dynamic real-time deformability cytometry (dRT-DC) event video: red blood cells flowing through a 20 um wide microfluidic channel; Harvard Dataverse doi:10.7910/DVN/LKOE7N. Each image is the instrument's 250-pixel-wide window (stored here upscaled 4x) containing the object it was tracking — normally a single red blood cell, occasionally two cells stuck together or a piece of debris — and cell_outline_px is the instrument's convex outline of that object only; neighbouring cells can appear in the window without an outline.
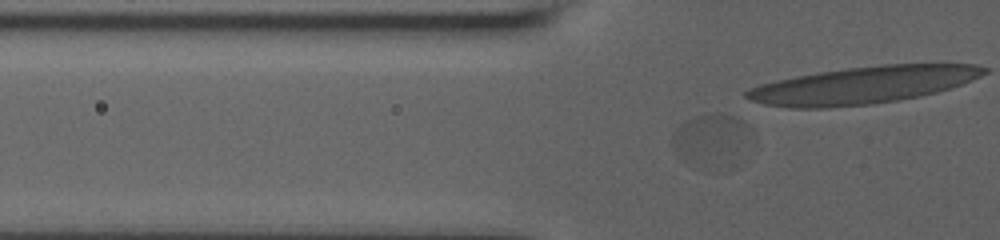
{"species": "human", "species_latin": "Homo sapiens", "temperature_condition": "room temperature", "stored_images_in_passage": 37, "camera_frame_rate_fps": 3000, "um_per_image_px": 0.085, "donor": {"sex": "male"}, "frame": {"image": 1, "passage_image": 6, "time_ms": 1.667, "image_size_px": [1000, 240], "cell_outline_px": [[744, 124], [736, 144], [732, 152], [688, 164], [676, 156], [672, 148], [672, 132], [680, 124], [696, 116], [732, 116], [740, 120]], "centroid_in_image_um": [59.99, 11.69], "position_along_channel_um": 65.8, "area_um2": 18.73}}
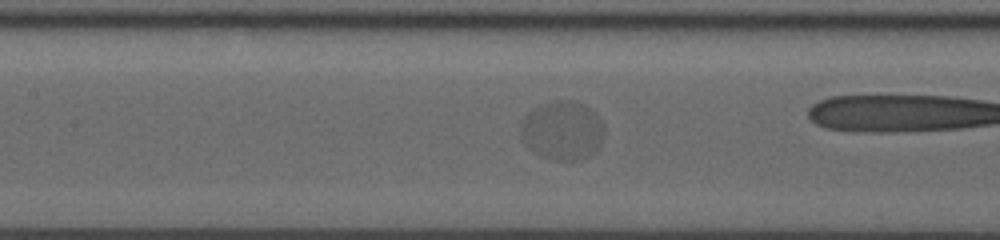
{"frame": {"image": 2, "passage_image": 14, "time_ms": 4.333, "image_size_px": [1000, 240], "cell_outline_px": [[604, 132], [600, 144], [588, 156], [576, 160], [556, 160], [544, 156], [536, 152], [524, 140], [524, 120], [528, 112], [544, 104], [572, 100], [584, 104], [596, 116]], "centroid_in_image_um": [47.85, 11.1], "position_along_channel_um": 159.6, "area_um2": 27.05}}
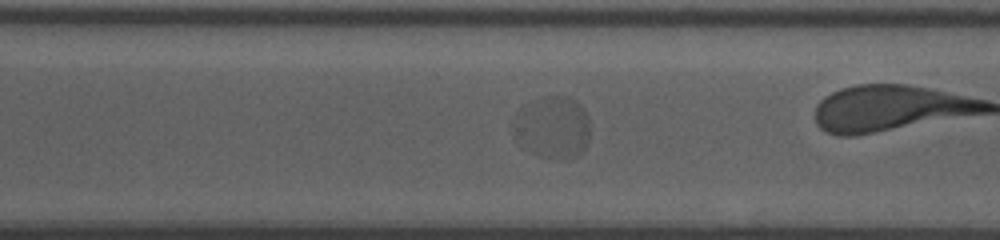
{"frame": {"image": 3, "passage_image": 27, "time_ms": 8.667, "image_size_px": [1000, 240], "cell_outline_px": [[588, 144], [576, 156], [548, 156], [540, 152], [536, 148], [520, 112], [520, 108], [524, 104], [548, 96], [564, 96], [576, 100], [584, 108], [588, 116]], "centroid_in_image_um": [47.33, 10.66], "position_along_channel_um": 323.3, "area_um2": 23.58}}